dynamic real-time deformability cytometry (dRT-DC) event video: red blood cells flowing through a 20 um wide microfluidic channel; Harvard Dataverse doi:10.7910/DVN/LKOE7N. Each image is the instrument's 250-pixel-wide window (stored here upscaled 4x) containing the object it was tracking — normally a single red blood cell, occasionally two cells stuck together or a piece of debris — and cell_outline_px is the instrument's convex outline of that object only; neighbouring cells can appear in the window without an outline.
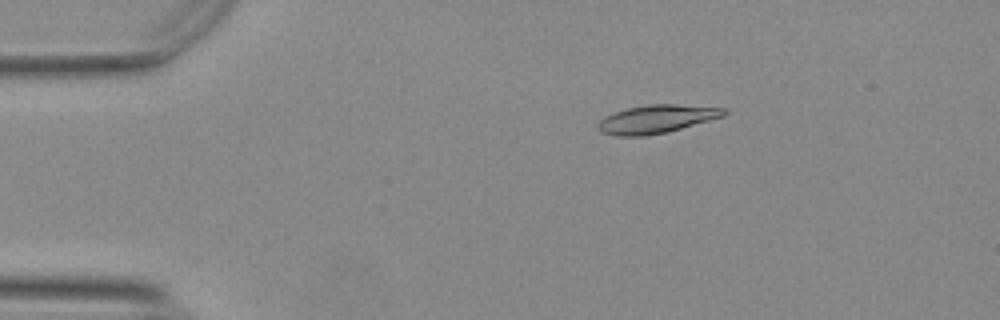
{"species": "Egyptian fruit bat (a non-hibernating species)", "species_latin": "Rousettus aegyptiacus", "temperature_condition": "warm", "stored_images_in_passage": 55, "camera_frame_rate_fps": 3000, "um_per_image_px": 0.085, "animal": {"sex": "female"}, "frame": {"image": 1, "passage_image": 10, "time_ms": 3.0, "image_size_px": [1000, 320], "cell_outline_px": [[728, 112], [724, 116], [668, 132], [644, 136], [616, 136], [600, 132], [596, 128], [596, 124], [604, 116], [628, 108], [648, 104], [676, 104], [728, 108]], "centroid_in_image_um": [55.8, 10.12], "position_along_channel_um": 29.2, "area_um2": 20.92}}
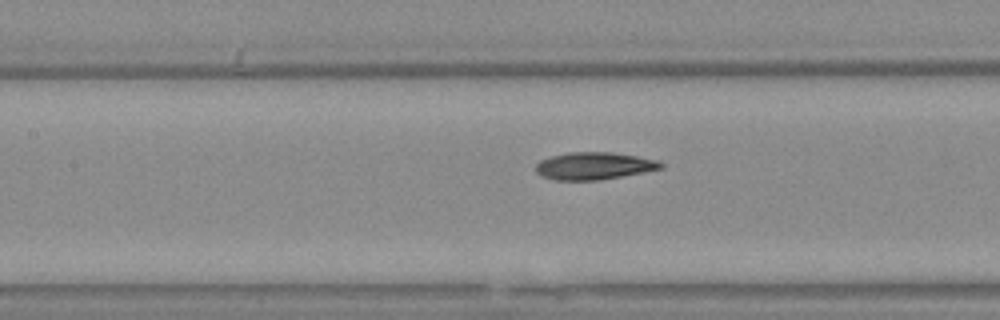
{"frame": {"image": 2, "passage_image": 25, "time_ms": 8.0, "image_size_px": [1000, 320], "cell_outline_px": [[664, 168], [600, 180], [552, 180], [540, 176], [536, 172], [536, 164], [540, 160], [552, 156], [568, 152], [612, 152], [660, 160], [664, 164]], "centroid_in_image_um": [50.49, 14.1], "position_along_channel_um": 156.9, "area_um2": 20.06}}
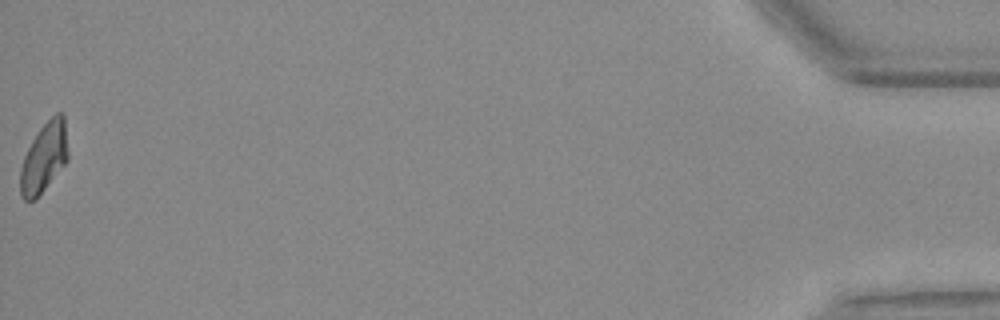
{"frame": {"image": 3, "passage_image": 55, "time_ms": 18.0, "image_size_px": [1000, 320], "cell_outline_px": [[68, 160], [36, 200], [24, 200], [20, 196], [20, 168], [24, 156], [32, 140], [40, 128], [56, 112], [60, 112], [64, 116], [68, 152]], "centroid_in_image_um": [3.74, 13.42], "position_along_channel_um": 431.5, "area_um2": 19.42}, "authors_computed_cell_mechanics": {"area_um2": 20.0566, "velocity_mm_per_s": 3.7484, "shape_relaxation_time_tau1_ms": 7.7585, "shape_relaxation_time_tau2_ms": 3.8523, "deformation_change_tau1": 0.2127, "deformation_change_tau2": 0.0984}}